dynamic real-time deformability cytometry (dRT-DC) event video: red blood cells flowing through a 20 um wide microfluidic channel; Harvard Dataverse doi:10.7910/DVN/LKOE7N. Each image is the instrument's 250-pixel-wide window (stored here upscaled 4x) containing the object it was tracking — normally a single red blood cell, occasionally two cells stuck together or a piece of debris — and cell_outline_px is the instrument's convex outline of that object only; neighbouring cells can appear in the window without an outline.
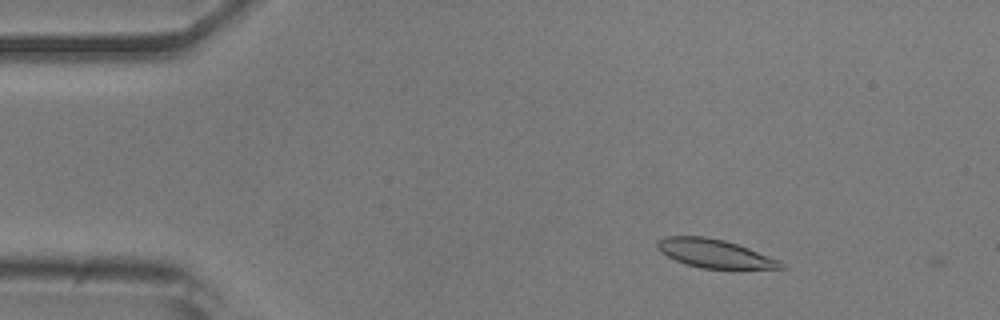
{"species": "common noctule bat (a hibernating species)", "species_latin": "Nyctalus noctula", "temperature_condition": "room temperature", "stored_images_in_passage": 3, "camera_frame_rate_fps": 3000, "um_per_image_px": 0.085, "animal": {"sex": "male", "body_mass_g": 20.5, "forearm_length_mm": 52.5}, "frame": {"image": 1, "passage_image": 2, "time_ms": 0.333, "image_size_px": [1000, 320], "cell_outline_px": [[788, 268], [700, 268], [676, 260], [660, 252], [656, 244], [664, 236], [704, 236], [724, 240], [748, 248], [780, 260]], "centroid_in_image_um": [60.74, 21.54], "position_along_channel_um": 24.3, "area_um2": 20.17}}